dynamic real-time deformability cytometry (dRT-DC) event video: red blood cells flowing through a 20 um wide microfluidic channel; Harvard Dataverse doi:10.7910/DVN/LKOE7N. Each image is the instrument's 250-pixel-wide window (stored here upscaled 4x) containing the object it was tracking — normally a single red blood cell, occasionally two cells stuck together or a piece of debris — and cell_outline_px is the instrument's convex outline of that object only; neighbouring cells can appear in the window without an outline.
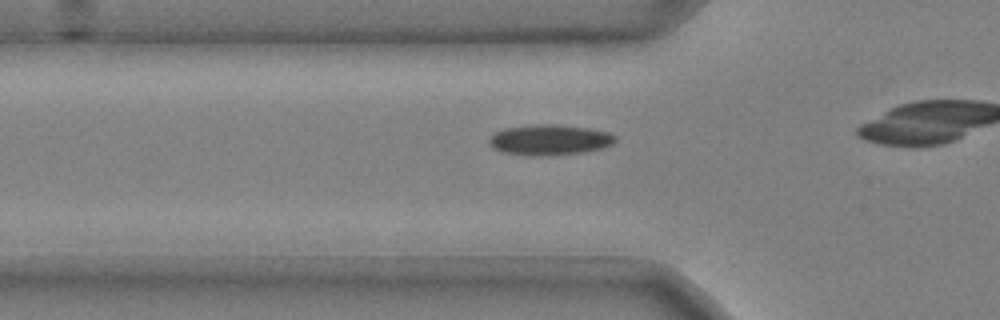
{"species": "common noctule bat (a hibernating species)", "species_latin": "Nyctalus noctula", "temperature_condition": "cold", "stored_images_in_passage": 6, "camera_frame_rate_fps": 3000, "um_per_image_px": 0.085, "animal": {"sex": "male", "body_mass_g": 20.4}, "frame": {"image": 1, "passage_image": 4, "time_ms": 1.0, "image_size_px": [1000, 320], "cell_outline_px": [[616, 140], [612, 144], [604, 148], [584, 152], [548, 156], [528, 156], [504, 152], [492, 148], [488, 144], [488, 140], [496, 132], [504, 128], [536, 124], [556, 124], [588, 128], [608, 132], [616, 136]], "centroid_in_image_um": [46.71, 11.89], "position_along_channel_um": 79.1, "area_um2": 22.66}}